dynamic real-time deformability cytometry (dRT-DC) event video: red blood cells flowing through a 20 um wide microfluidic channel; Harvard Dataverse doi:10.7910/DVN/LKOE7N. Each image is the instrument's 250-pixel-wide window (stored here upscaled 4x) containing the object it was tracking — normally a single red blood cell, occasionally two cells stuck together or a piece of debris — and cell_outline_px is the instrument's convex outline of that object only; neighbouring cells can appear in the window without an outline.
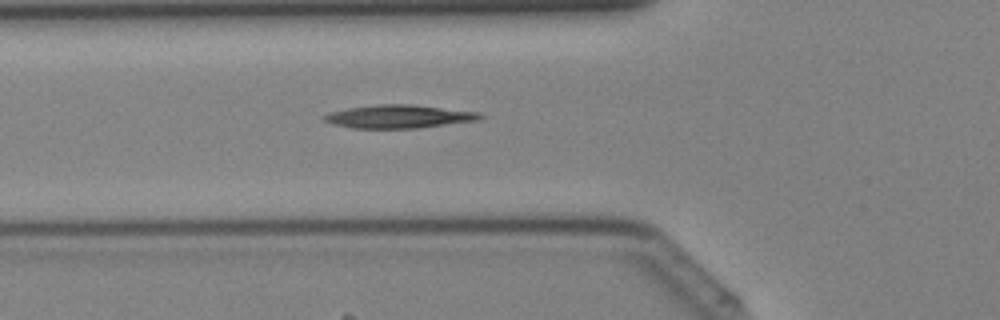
{"species": "Egyptian fruit bat (a non-hibernating species)", "species_latin": "Rousettus aegyptiacus", "temperature_condition": "cold", "stored_images_in_passage": 33, "camera_frame_rate_fps": 3000, "um_per_image_px": 0.085, "animal": {"sex": "female"}, "frame": {"image": 1, "passage_image": 7, "time_ms": 2.0, "image_size_px": [1000, 320], "cell_outline_px": [[484, 116], [480, 120], [416, 128], [352, 128], [332, 124], [324, 120], [324, 116], [332, 112], [348, 108], [380, 104], [412, 104], [480, 112]], "centroid_in_image_um": [33.95, 9.9], "position_along_channel_um": 91.8, "area_um2": 20.98}}
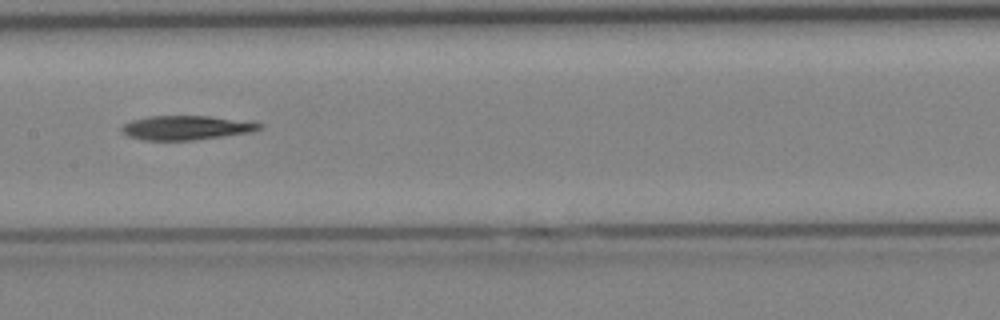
{"frame": {"image": 2, "passage_image": 13, "time_ms": 4.0, "image_size_px": [1000, 320], "cell_outline_px": [[264, 128], [252, 132], [224, 136], [192, 140], [144, 140], [128, 136], [120, 128], [124, 124], [132, 120], [148, 116], [208, 116], [248, 120], [264, 124]], "centroid_in_image_um": [15.91, 10.85], "position_along_channel_um": 191.5, "area_um2": 19.59}}
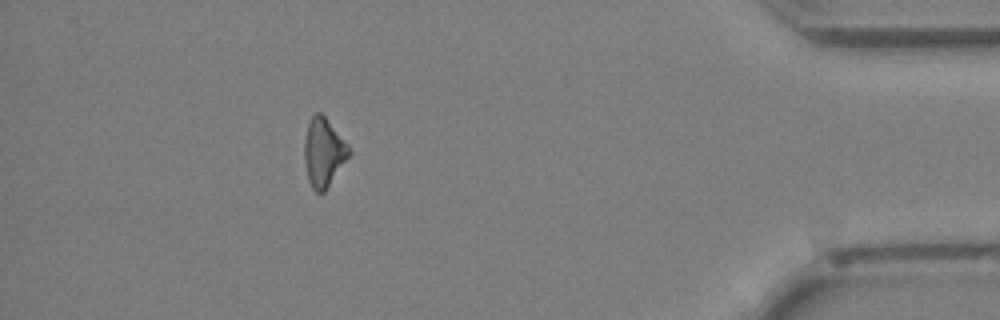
{"frame": {"image": 3, "passage_image": 29, "time_ms": 9.333, "image_size_px": [1000, 320], "cell_outline_px": [[352, 152], [324, 192], [316, 192], [312, 188], [308, 180], [304, 160], [304, 140], [308, 124], [312, 116], [316, 112], [320, 112], [324, 116], [348, 144]], "centroid_in_image_um": [27.5, 12.96], "position_along_channel_um": 407.7, "area_um2": 17.69}}